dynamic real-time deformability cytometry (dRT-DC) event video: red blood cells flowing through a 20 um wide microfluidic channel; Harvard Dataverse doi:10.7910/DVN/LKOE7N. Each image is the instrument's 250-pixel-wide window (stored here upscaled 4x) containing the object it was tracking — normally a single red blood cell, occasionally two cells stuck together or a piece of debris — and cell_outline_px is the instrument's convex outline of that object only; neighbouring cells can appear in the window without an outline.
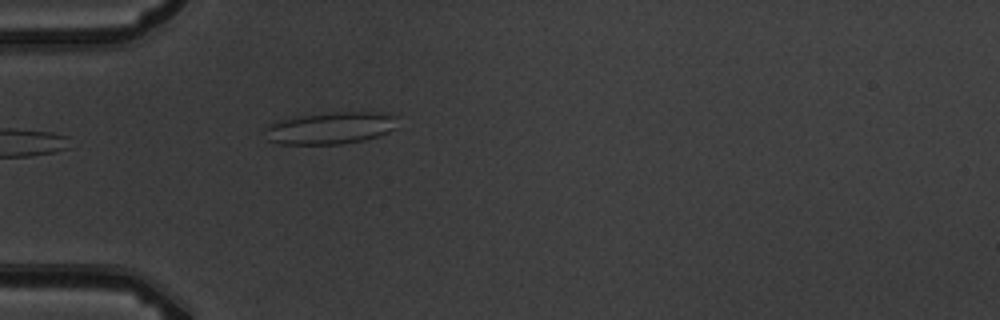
{"species": "common noctule bat (a hibernating species)", "species_latin": "Nyctalus noctula", "temperature_condition": "warm", "stored_images_in_passage": 5, "camera_frame_rate_fps": 3000, "um_per_image_px": 0.085, "animal": {"sex": "male", "body_mass_g": 19.5, "forearm_length_mm": 54.6}, "frame": {"image": 1, "passage_image": 5, "time_ms": 4.667, "image_size_px": [1000, 320], "cell_outline_px": [[396, 128], [388, 132], [364, 140], [340, 144], [280, 144], [268, 140], [264, 128], [272, 124], [284, 120], [300, 116], [336, 112], [372, 112], [396, 116]], "centroid_in_image_um": [28.1, 10.9], "position_along_channel_um": 56.9, "area_um2": 24.28}}